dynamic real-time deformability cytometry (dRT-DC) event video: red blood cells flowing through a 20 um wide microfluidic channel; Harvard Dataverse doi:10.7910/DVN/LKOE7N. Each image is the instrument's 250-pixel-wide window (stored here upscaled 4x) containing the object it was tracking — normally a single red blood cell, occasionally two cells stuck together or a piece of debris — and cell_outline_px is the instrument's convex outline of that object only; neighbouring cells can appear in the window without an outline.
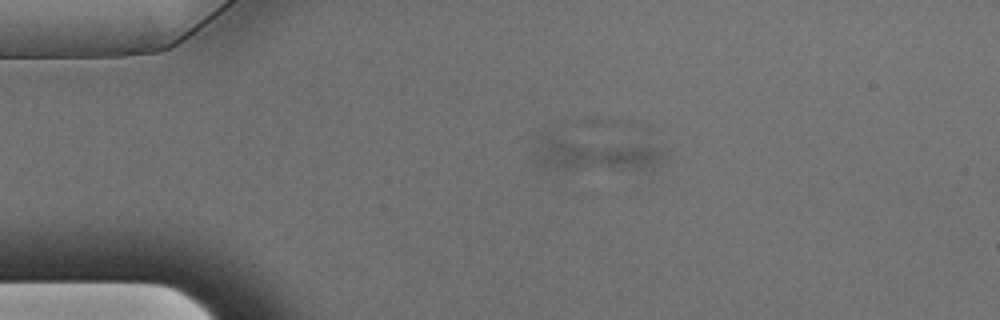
{"species": "Egyptian fruit bat (a non-hibernating species)", "species_latin": "Rousettus aegyptiacus", "temperature_condition": "warm", "stored_images_in_passage": 8, "camera_frame_rate_fps": 3000, "um_per_image_px": 0.085, "animal": {"sex": "male"}, "frame": {"image": 1, "passage_image": 3, "time_ms": 0.667, "image_size_px": [1000, 320], "cell_outline_px": [[668, 160], [656, 168], [544, 168], [536, 164], [536, 156], [544, 136], [548, 136], [648, 144], [660, 148], [668, 156]], "centroid_in_image_um": [50.77, 13.11], "position_along_channel_um": 34.2, "area_um2": 24.8}}